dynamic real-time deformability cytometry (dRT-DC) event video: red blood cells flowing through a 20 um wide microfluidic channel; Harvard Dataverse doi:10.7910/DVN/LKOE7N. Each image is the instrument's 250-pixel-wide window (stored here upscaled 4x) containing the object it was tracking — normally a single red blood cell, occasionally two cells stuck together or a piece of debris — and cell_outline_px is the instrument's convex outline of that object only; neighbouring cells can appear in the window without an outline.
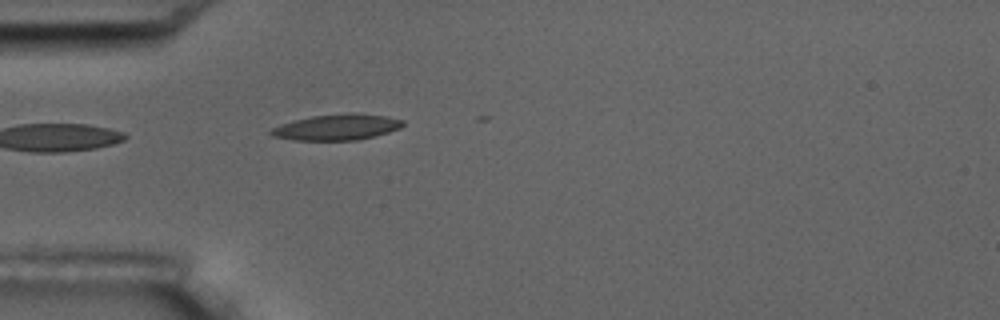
{"species": "common noctule bat (a hibernating species)", "species_latin": "Nyctalus noctula", "temperature_condition": "room temperature", "stored_images_in_passage": 1, "camera_frame_rate_fps": 3000, "um_per_image_px": 0.085, "animal": {"sex": "male", "body_mass_g": 17.5, "forearm_length_mm": 52.3}, "frame": {"image": 1, "passage_image": 1, "time_ms": 0.0, "image_size_px": [1000, 320], "cell_outline_px": [[404, 124], [400, 128], [388, 132], [356, 140], [296, 140], [272, 136], [268, 132], [272, 128], [280, 124], [312, 116], [348, 112], [352, 112], [384, 116], [404, 120]], "centroid_in_image_um": [28.62, 10.8], "position_along_channel_um": 56.4, "area_um2": 19.77}}